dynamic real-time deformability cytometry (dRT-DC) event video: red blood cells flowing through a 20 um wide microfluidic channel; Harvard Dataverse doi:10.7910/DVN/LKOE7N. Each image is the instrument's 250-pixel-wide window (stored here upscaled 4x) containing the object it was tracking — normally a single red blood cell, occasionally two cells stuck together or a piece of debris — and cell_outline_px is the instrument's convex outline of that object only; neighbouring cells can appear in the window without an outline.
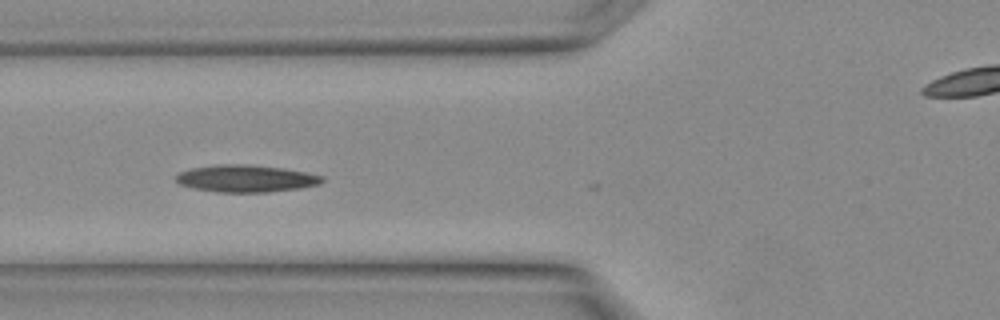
{"species": "Egyptian fruit bat (a non-hibernating species)", "species_latin": "Rousettus aegyptiacus", "temperature_condition": "warm", "stored_images_in_passage": 12, "camera_frame_rate_fps": 3000, "um_per_image_px": 0.085, "animal": {"sex": "female"}, "frame": {"image": 1, "passage_image": 10, "time_ms": 3.0, "image_size_px": [1000, 320], "cell_outline_px": [[324, 180], [320, 184], [300, 188], [268, 192], [216, 192], [192, 188], [180, 184], [176, 180], [176, 176], [180, 172], [192, 168], [224, 164], [248, 164], [284, 168], [324, 176]], "centroid_in_image_um": [20.93, 15.18], "position_along_channel_um": 104.9, "area_um2": 23.06}}